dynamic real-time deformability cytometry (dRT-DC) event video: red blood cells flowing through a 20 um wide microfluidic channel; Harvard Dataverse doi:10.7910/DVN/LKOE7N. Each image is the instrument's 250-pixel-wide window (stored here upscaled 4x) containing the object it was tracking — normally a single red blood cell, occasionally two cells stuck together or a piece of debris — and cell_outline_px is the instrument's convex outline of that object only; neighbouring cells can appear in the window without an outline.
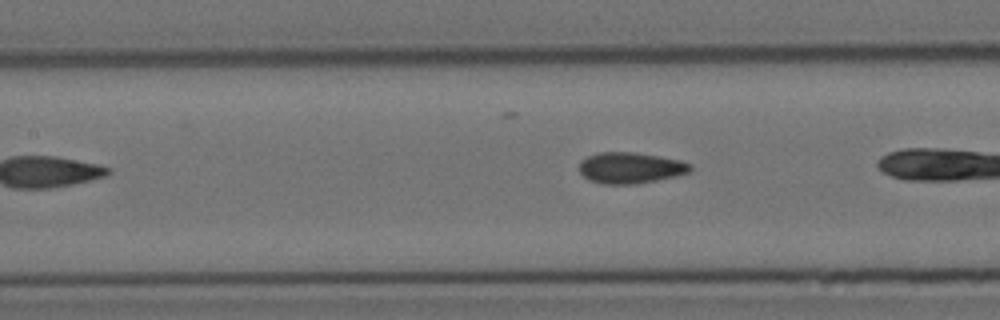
{"species": "Egyptian fruit bat (a non-hibernating species)", "species_latin": "Rousettus aegyptiacus", "temperature_condition": "cold", "stored_images_in_passage": 4, "camera_frame_rate_fps": 3000, "um_per_image_px": 0.085, "animal": {"sex": "female"}, "frame": {"image": 1, "passage_image": 4, "time_ms": 3.667, "image_size_px": [1000, 320], "cell_outline_px": [[692, 168], [688, 172], [676, 176], [636, 184], [604, 184], [588, 180], [580, 172], [580, 160], [588, 156], [600, 152], [632, 152], [680, 160], [692, 164]], "centroid_in_image_um": [53.57, 14.27], "position_along_channel_um": 153.8, "area_um2": 20.0}}